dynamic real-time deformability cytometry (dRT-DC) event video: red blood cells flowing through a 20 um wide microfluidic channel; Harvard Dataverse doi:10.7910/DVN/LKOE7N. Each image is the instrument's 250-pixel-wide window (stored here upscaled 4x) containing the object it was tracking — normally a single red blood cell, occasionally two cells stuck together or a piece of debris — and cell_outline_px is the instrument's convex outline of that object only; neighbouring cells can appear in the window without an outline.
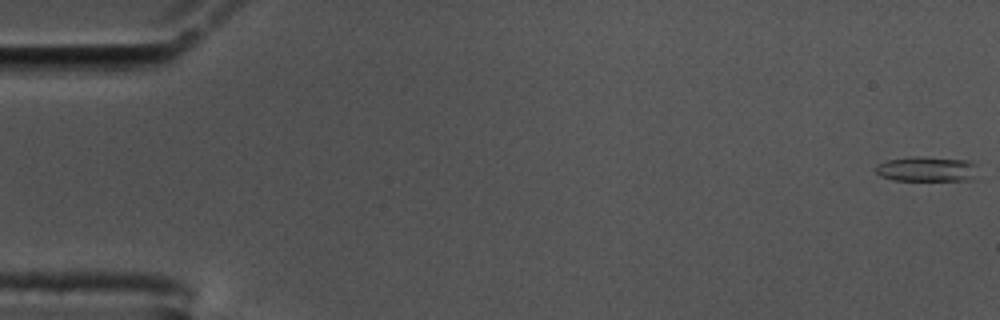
{"species": "common noctule bat (a hibernating species)", "species_latin": "Nyctalus noctula", "temperature_condition": "cold", "stored_images_in_passage": 59, "camera_frame_rate_fps": 3000, "um_per_image_px": 0.085, "animal": {"sex": "male", "body_mass_g": 17.5, "forearm_length_mm": 52.3}, "frame": {"image": 1, "passage_image": 1, "time_ms": 0.0, "image_size_px": [1000, 320], "cell_outline_px": [[972, 180], [892, 180], [880, 176], [876, 172], [876, 164], [888, 160], [912, 156], [924, 156], [972, 160]], "centroid_in_image_um": [78.68, 14.35], "position_along_channel_um": 6.3, "area_um2": 14.74}}
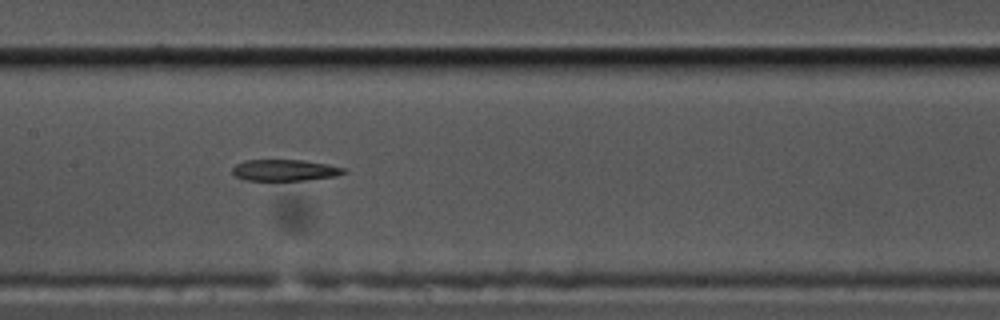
{"frame": {"image": 2, "passage_image": 29, "time_ms": 9.333, "image_size_px": [1000, 320], "cell_outline_px": [[348, 172], [336, 176], [308, 180], [244, 180], [236, 176], [232, 172], [232, 168], [236, 164], [244, 160], [300, 160], [328, 164], [348, 168]], "centroid_in_image_um": [24.25, 14.46], "position_along_channel_um": 183.1, "area_um2": 13.99}}
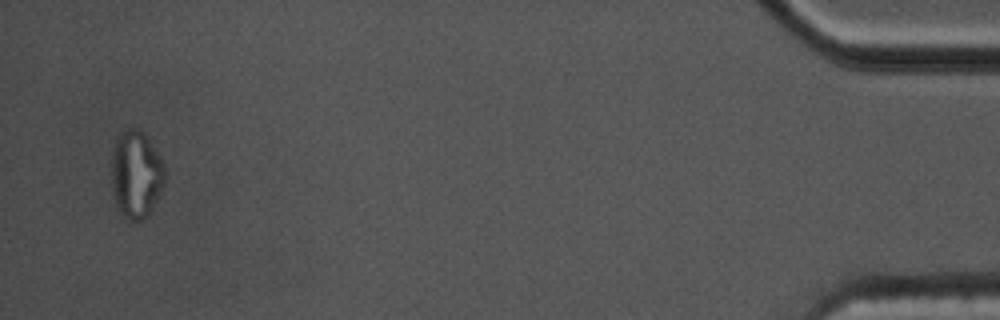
{"frame": {"image": 3, "passage_image": 57, "time_ms": 18.667, "image_size_px": [1000, 320], "cell_outline_px": [[164, 184], [152, 212], [140, 220], [128, 220], [120, 212], [116, 204], [112, 192], [112, 152], [116, 136], [128, 124], [140, 128], [160, 156], [164, 164]], "centroid_in_image_um": [11.55, 14.77], "position_along_channel_um": 423.6, "area_um2": 27.69}, "authors_computed_cell_mechanics": {"area_um2": 15.5482, "velocity_mm_per_s": 3.473, "shape_relaxation_time_tau1_ms": null, "shape_relaxation_time_tau2_ms": 9.2965, "deformation_change_tau1": null, "deformation_change_tau2": 0.1844}}